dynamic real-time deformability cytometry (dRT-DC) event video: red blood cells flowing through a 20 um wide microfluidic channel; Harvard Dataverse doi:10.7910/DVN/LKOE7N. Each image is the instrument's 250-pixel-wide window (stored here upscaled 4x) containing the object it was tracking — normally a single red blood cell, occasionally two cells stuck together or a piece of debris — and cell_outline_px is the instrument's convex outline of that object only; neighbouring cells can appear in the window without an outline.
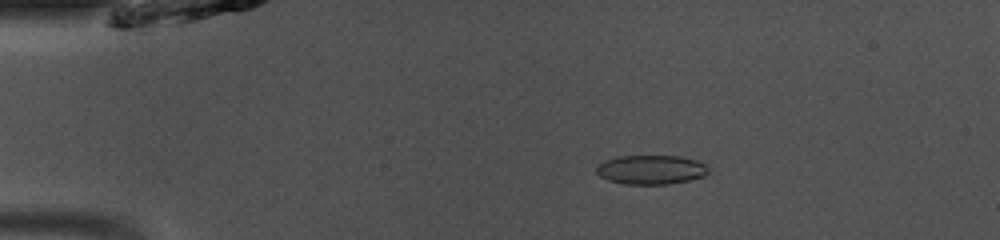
{"species": "common noctule bat (a hibernating species)", "species_latin": "Nyctalus noctula", "temperature_condition": "room temperature", "stored_images_in_passage": 42, "camera_frame_rate_fps": 3000, "um_per_image_px": 0.085, "animal": {"sex": "male", "body_mass_g": 13.0, "forearm_length_mm": 53.1}, "frame": {"image": 1, "passage_image": 3, "time_ms": 0.667, "image_size_px": [1000, 240], "cell_outline_px": [[708, 172], [704, 176], [688, 180], [668, 184], [624, 184], [608, 180], [600, 176], [596, 172], [596, 164], [604, 160], [620, 156], [680, 156], [696, 160], [704, 164], [708, 168]], "centroid_in_image_um": [55.3, 14.42], "position_along_channel_um": 29.7, "area_um2": 19.07}}
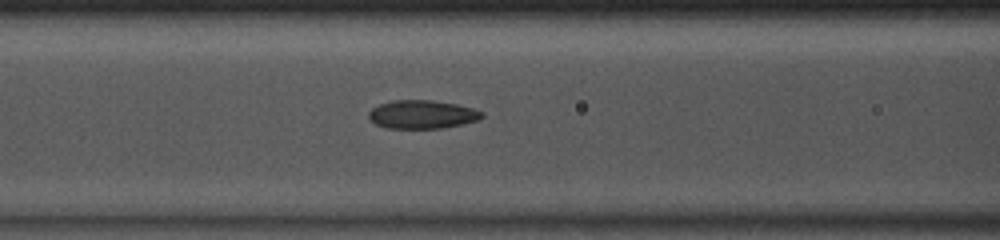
{"frame": {"image": 2, "passage_image": 14, "time_ms": 4.333, "image_size_px": [1000, 240], "cell_outline_px": [[484, 116], [480, 120], [440, 128], [388, 128], [376, 124], [368, 116], [368, 112], [372, 108], [380, 104], [392, 100], [428, 100], [456, 104], [472, 108], [484, 112]], "centroid_in_image_um": [35.89, 9.72], "position_along_channel_um": 130.7, "area_um2": 18.61}}
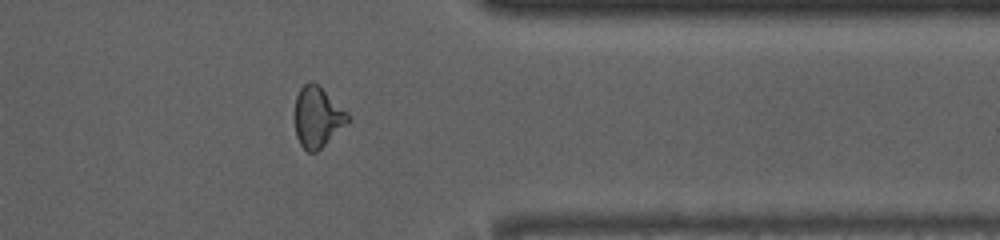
{"frame": {"image": 3, "passage_image": 33, "time_ms": 10.667, "image_size_px": [1000, 240], "cell_outline_px": [[348, 120], [316, 152], [308, 152], [300, 144], [296, 136], [296, 96], [300, 88], [308, 80], [312, 80], [348, 112]], "centroid_in_image_um": [26.95, 9.92], "position_along_channel_um": 384.5, "area_um2": 18.03}, "authors_computed_cell_mechanics": {"area_um2": 18.7272, "velocity_mm_per_s": 4.1256, "shape_relaxation_time_tau1_ms": 6.4634, "shape_relaxation_time_tau2_ms": 1.4257, "deformation_change_tau1": 0.1784, "deformation_change_tau2": 0.0615}}